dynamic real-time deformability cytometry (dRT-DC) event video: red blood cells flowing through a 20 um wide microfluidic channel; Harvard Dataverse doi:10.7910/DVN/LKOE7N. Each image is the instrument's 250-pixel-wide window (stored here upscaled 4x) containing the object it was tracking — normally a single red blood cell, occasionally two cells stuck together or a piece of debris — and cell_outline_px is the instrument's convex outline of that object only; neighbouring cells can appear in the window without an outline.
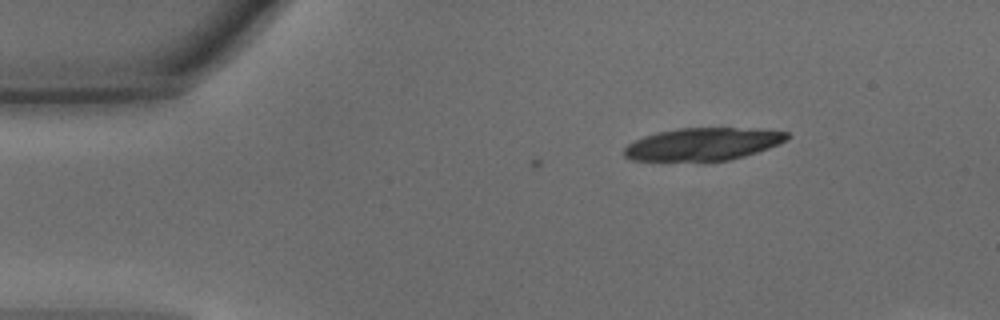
{"species": "common noctule bat (a hibernating species)", "species_latin": "Nyctalus noctula", "temperature_condition": "warm", "stored_images_in_passage": 9, "camera_frame_rate_fps": 3000, "um_per_image_px": 0.085, "animal": {"sex": "male", "body_mass_g": 15.6}, "frame": {"image": 1, "passage_image": 9, "time_ms": 2.667, "image_size_px": [1000, 320], "cell_outline_px": [[788, 140], [768, 148], [744, 156], [728, 160], [632, 160], [624, 156], [624, 148], [628, 144], [644, 136], [656, 132], [680, 128], [760, 128], [788, 132]], "centroid_in_image_um": [59.78, 12.23], "position_along_channel_um": 25.2, "area_um2": 30.69}}